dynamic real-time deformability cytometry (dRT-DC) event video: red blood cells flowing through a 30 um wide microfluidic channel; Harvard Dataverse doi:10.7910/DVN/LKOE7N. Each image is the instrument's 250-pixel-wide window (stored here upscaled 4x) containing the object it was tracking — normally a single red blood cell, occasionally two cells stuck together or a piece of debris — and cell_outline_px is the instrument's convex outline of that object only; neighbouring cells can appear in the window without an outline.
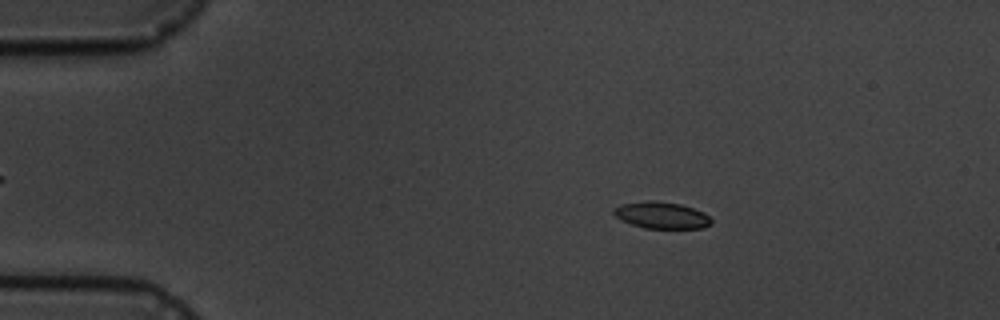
{"species": "common noctule bat (a hibernating species)", "species_latin": "Nyctalus noctula", "temperature_condition": "cold", "stored_images_in_passage": 5, "camera_frame_rate_fps": 3000, "um_per_image_px": 0.085, "animal": {"sex": "male", "body_mass_g": 19.5, "forearm_length_mm": 54.6}, "frame": {"image": 1, "passage_image": 3, "time_ms": 2.0, "image_size_px": [1000, 320], "cell_outline_px": [[712, 224], [704, 228], [644, 228], [632, 224], [616, 216], [612, 212], [620, 204], [652, 200], [656, 200], [680, 204], [704, 212], [712, 220]], "centroid_in_image_um": [56.27, 18.29], "position_along_channel_um": 28.7, "area_um2": 15.03}}